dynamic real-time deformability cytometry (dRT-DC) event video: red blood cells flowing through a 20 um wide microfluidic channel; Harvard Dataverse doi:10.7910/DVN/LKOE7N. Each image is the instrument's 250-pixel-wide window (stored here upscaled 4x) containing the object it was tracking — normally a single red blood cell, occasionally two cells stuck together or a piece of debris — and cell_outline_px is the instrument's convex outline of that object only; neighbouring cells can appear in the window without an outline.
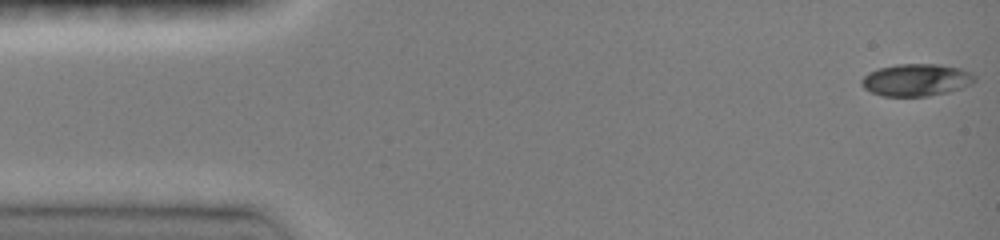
{"species": "common noctule bat (a hibernating species)", "species_latin": "Nyctalus noctula", "temperature_condition": "room temperature", "stored_images_in_passage": 70, "camera_frame_rate_fps": 3000, "um_per_image_px": 0.085, "animal": {"sex": "female", "body_mass_g": 19.0, "forearm_length_mm": 51.5}, "frame": {"image": 1, "passage_image": 1, "time_ms": 0.0, "image_size_px": [1000, 240], "cell_outline_px": [[976, 80], [972, 84], [948, 92], [928, 96], [884, 96], [872, 92], [864, 88], [860, 84], [860, 80], [868, 72], [880, 68], [896, 64], [940, 64], [960, 68], [972, 72], [976, 76]], "centroid_in_image_um": [77.9, 6.79], "position_along_channel_um": 7.1, "area_um2": 21.39}}
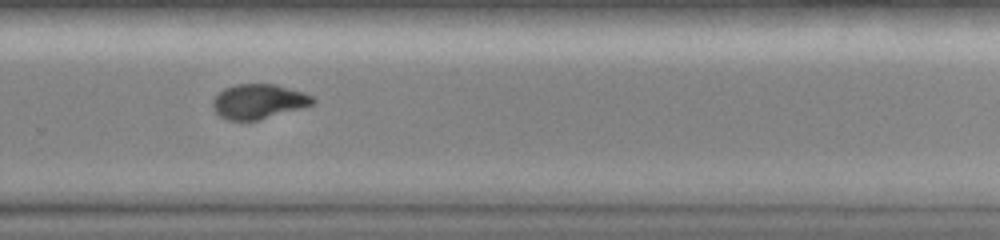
{"frame": {"image": 2, "passage_image": 52, "time_ms": 10.333, "image_size_px": [1000, 240], "cell_outline_px": [[316, 104], [256, 120], [228, 120], [220, 116], [212, 108], [212, 100], [224, 88], [236, 84], [276, 84], [304, 92], [312, 96], [316, 100]], "centroid_in_image_um": [21.99, 8.61], "position_along_channel_um": 307.8, "area_um2": 20.17}}
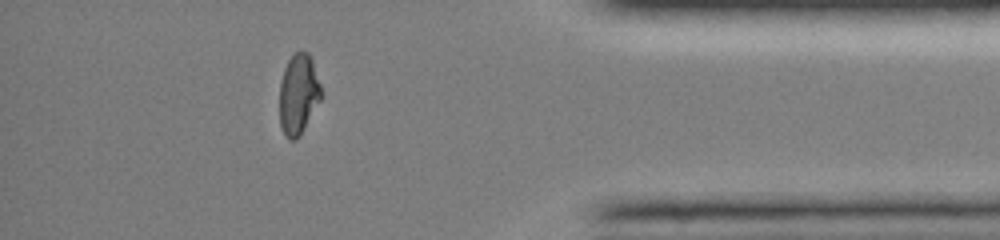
{"frame": {"image": 3, "passage_image": 64, "time_ms": 13.333, "image_size_px": [1000, 240], "cell_outline_px": [[324, 96], [300, 136], [296, 140], [288, 140], [280, 124], [280, 84], [284, 68], [288, 60], [296, 52], [308, 52], [312, 60]], "centroid_in_image_um": [25.39, 8.04], "position_along_channel_um": 409.8, "area_um2": 19.65}, "authors_computed_cell_mechanics": {"area_um2": 20.7502, "velocity_mm_per_s": 4.0767, "shape_relaxation_time_tau1_ms": 4.8203, "shape_relaxation_time_tau2_ms": 2.0002, "deformation_change_tau1": 0.2038, "deformation_change_tau2": 0.0382}}